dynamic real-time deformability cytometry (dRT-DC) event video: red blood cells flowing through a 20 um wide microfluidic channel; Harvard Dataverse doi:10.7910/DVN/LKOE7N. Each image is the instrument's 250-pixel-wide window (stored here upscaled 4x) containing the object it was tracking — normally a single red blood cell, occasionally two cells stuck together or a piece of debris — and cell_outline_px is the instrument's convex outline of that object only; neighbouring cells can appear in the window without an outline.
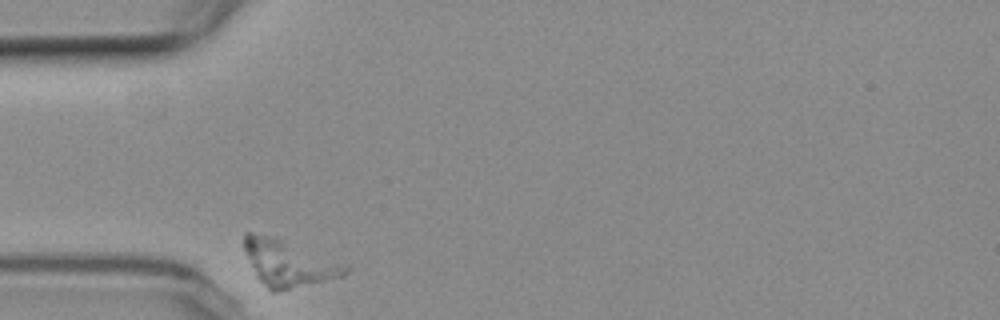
{"species": "common noctule bat (a hibernating species)", "species_latin": "Nyctalus noctula", "temperature_condition": "room temperature", "stored_images_in_passage": 4, "camera_frame_rate_fps": 3000, "um_per_image_px": 0.085, "animal": {"sex": "female", "body_mass_g": 19.3, "forearm_length_mm": 54.1}, "frame": {"image": 1, "passage_image": 1, "time_ms": 0.0, "image_size_px": [1000, 320], "cell_outline_px": [[352, 268], [344, 276], [276, 292], [272, 292], [256, 276], [244, 248], [244, 232], [252, 232], [268, 236], [280, 240], [348, 264]], "centroid_in_image_um": [24.55, 22.4], "position_along_channel_um": 60.4, "area_um2": 26.65}}
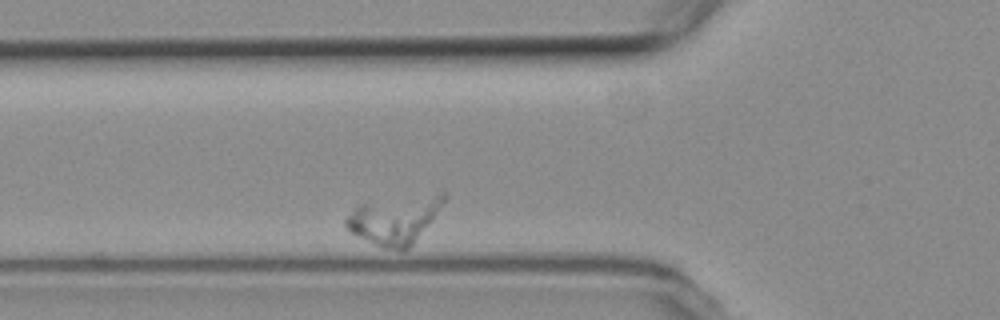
{"frame": {"image": 2, "passage_image": 2, "time_ms": 1.333, "image_size_px": [1000, 320], "cell_outline_px": [[444, 200], [432, 220], [412, 244], [408, 248], [400, 252], [384, 248], [352, 232], [344, 224], [344, 220], [360, 204], [444, 188]], "centroid_in_image_um": [33.62, 18.61], "position_along_channel_um": 92.2, "area_um2": 27.4}}
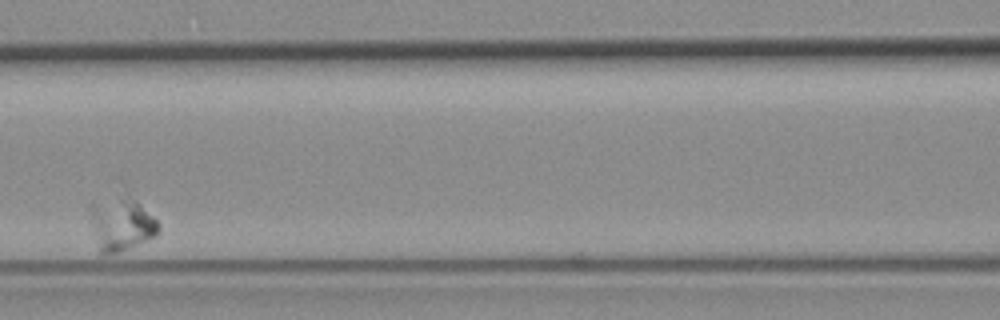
{"frame": {"image": 3, "passage_image": 4, "time_ms": 3.667, "image_size_px": [1000, 320], "cell_outline_px": [[160, 232], [156, 236], [120, 252], [100, 252], [92, 216], [92, 204], [128, 192], [160, 224]], "centroid_in_image_um": [10.41, 19.0], "position_along_channel_um": 156.2, "area_um2": 20.58}}